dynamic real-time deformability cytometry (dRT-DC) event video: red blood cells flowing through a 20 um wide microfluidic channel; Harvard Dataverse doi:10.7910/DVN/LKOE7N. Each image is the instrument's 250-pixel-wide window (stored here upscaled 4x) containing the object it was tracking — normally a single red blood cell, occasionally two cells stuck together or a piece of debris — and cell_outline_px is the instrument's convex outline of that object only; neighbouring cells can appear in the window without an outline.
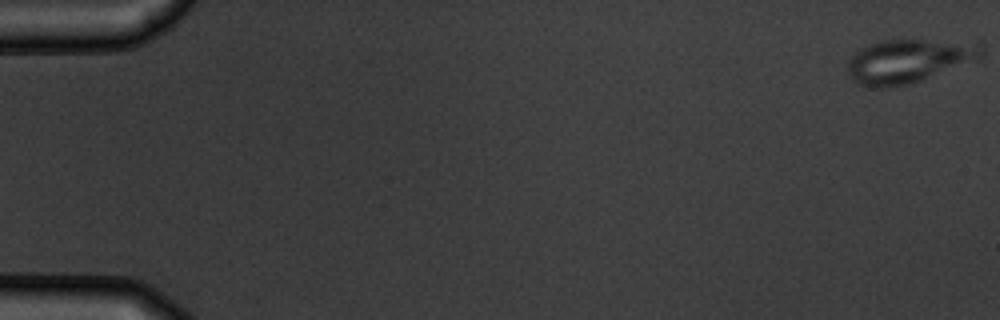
{"species": "common noctule bat (a hibernating species)", "species_latin": "Nyctalus noctula", "temperature_condition": "warm", "stored_images_in_passage": 5, "camera_frame_rate_fps": 3000, "um_per_image_px": 0.085, "animal": {"sex": "male", "body_mass_g": 19.5, "forearm_length_mm": 54.6}, "frame": {"image": 1, "passage_image": 1, "time_ms": 0.0, "image_size_px": [1000, 320], "cell_outline_px": [[984, 56], [920, 80], [908, 84], [892, 88], [872, 88], [856, 84], [852, 80], [848, 72], [848, 60], [860, 48], [884, 40], [984, 40]], "centroid_in_image_um": [77.29, 5.16], "position_along_channel_um": 7.7, "area_um2": 34.51}}